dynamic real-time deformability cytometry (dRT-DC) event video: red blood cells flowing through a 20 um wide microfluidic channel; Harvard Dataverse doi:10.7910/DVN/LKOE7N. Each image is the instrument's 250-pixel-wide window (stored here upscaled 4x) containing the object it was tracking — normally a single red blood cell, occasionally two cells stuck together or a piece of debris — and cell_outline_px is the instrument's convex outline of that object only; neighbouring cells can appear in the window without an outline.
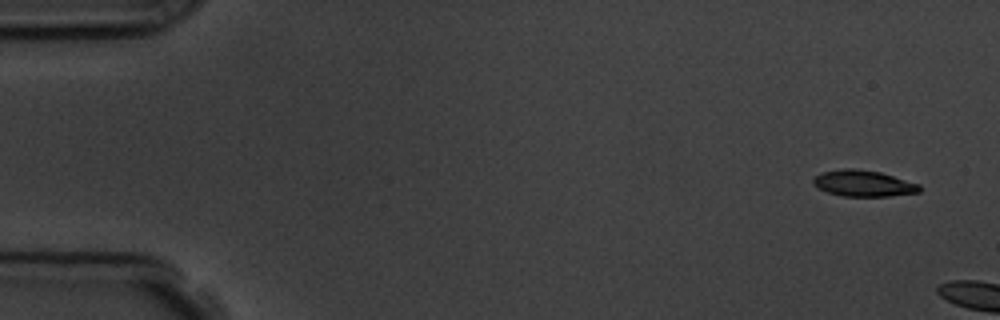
{"species": "common noctule bat (a hibernating species)", "species_latin": "Nyctalus noctula", "temperature_condition": "room temperature", "stored_images_in_passage": 2, "camera_frame_rate_fps": 3000, "um_per_image_px": 0.085, "animal": {"sex": "male", "body_mass_g": 19.5, "forearm_length_mm": 54.6}, "frame": {"image": 1, "passage_image": 1, "time_ms": 0.0, "image_size_px": [1000, 320], "cell_outline_px": [[920, 192], [888, 196], [844, 196], [828, 192], [812, 184], [812, 180], [820, 172], [844, 168], [856, 168], [880, 172], [920, 184]], "centroid_in_image_um": [73.38, 15.57], "position_along_channel_um": 11.6, "area_um2": 16.18}}